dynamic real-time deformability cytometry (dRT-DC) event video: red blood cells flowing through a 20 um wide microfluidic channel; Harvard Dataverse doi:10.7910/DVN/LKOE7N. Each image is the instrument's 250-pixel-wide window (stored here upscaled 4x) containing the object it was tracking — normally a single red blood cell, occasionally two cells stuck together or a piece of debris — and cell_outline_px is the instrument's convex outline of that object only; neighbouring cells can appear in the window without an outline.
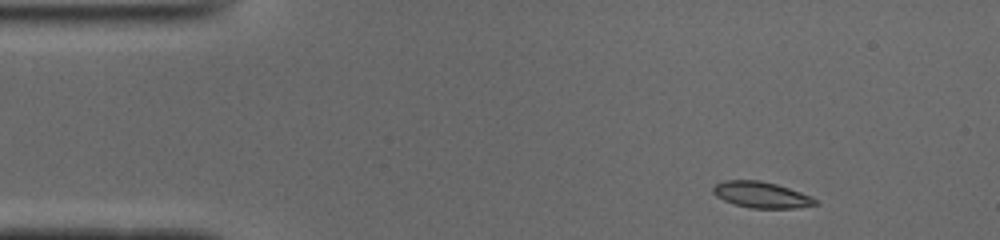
{"species": "common noctule bat (a hibernating species)", "species_latin": "Nyctalus noctula", "temperature_condition": "cold", "stored_images_in_passage": 46, "camera_frame_rate_fps": 3000, "um_per_image_px": 0.085, "animal": {"sex": "male", "body_mass_g": 19.0, "forearm_length_mm": 50.8}, "frame": {"image": 1, "passage_image": 1, "time_ms": 0.0, "image_size_px": [1000, 240], "cell_outline_px": [[820, 204], [796, 208], [752, 208], [736, 204], [724, 200], [716, 196], [712, 192], [712, 188], [716, 184], [724, 180], [760, 180], [776, 184], [812, 196]], "centroid_in_image_um": [64.72, 16.55], "position_along_channel_um": 20.3, "area_um2": 15.49}}
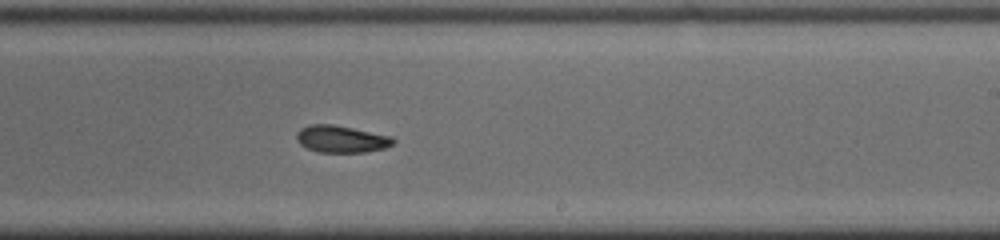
{"frame": {"image": 2, "passage_image": 25, "time_ms": 8.0, "image_size_px": [1000, 240], "cell_outline_px": [[396, 140], [392, 144], [384, 148], [364, 152], [316, 152], [300, 144], [296, 140], [296, 132], [300, 128], [308, 124], [332, 124], [392, 136]], "centroid_in_image_um": [28.97, 11.81], "position_along_channel_um": 260.0, "area_um2": 15.26}}
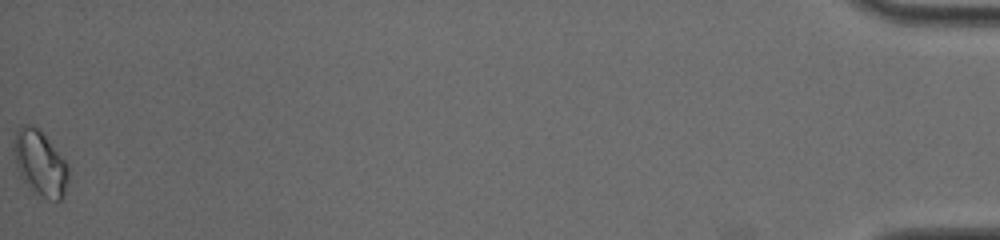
{"frame": {"image": 3, "passage_image": 46, "time_ms": 15.0, "image_size_px": [1000, 240], "cell_outline_px": [[68, 180], [64, 196], [60, 200], [56, 200], [36, 196], [28, 188], [20, 176], [16, 168], [12, 152], [12, 144], [16, 132], [20, 124], [28, 124], [40, 128], [68, 164]], "centroid_in_image_um": [3.37, 13.86], "position_along_channel_um": 431.8, "area_um2": 21.44}, "authors_computed_cell_mechanics": {"area_um2": 15.6638, "velocity_mm_per_s": 3.9241, "shape_relaxation_time_tau1_ms": 4.4149, "shape_relaxation_time_tau2_ms": 4.3524, "deformation_change_tau1": 0.1063, "deformation_change_tau2": 0.0839}}